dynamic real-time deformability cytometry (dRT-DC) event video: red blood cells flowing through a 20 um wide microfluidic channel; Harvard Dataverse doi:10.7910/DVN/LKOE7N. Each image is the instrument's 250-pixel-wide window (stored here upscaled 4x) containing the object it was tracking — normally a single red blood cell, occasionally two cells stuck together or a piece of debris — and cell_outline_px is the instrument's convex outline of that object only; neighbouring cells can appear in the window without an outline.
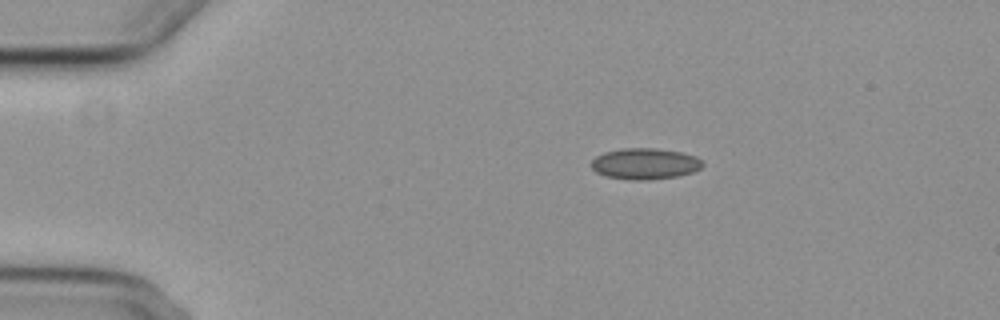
{"species": "common noctule bat (a hibernating species)", "species_latin": "Nyctalus noctula", "temperature_condition": "cold", "stored_images_in_passage": 7, "camera_frame_rate_fps": 3000, "um_per_image_px": 0.085, "animal": {"sex": "female", "body_mass_g": 29.2, "forearm_length_mm": 56.3}, "frame": {"image": 1, "passage_image": 1, "time_ms": 0.0, "image_size_px": [1000, 320], "cell_outline_px": [[704, 164], [700, 168], [692, 172], [676, 176], [648, 180], [628, 180], [604, 176], [596, 172], [592, 168], [592, 160], [596, 156], [604, 152], [620, 148], [656, 148], [680, 152], [696, 156]], "centroid_in_image_um": [54.79, 13.92], "position_along_channel_um": 30.2, "area_um2": 20.23}}
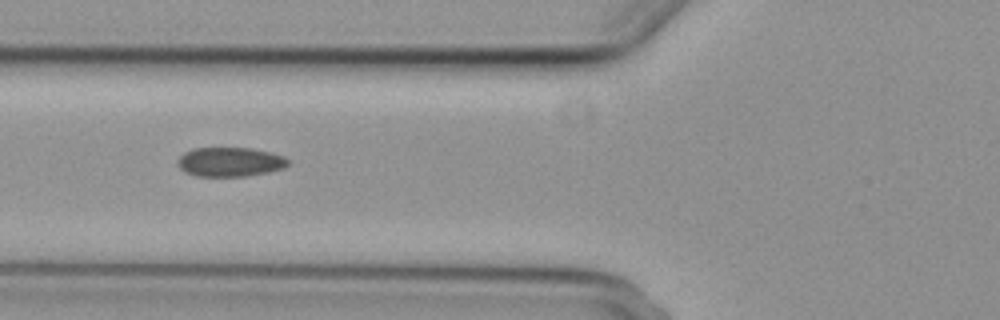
{"frame": {"image": 2, "passage_image": 4, "time_ms": 3.667, "image_size_px": [1000, 320], "cell_outline_px": [[288, 164], [284, 168], [268, 172], [248, 176], [196, 176], [184, 172], [176, 164], [176, 160], [184, 152], [192, 148], [252, 148], [284, 156], [288, 160]], "centroid_in_image_um": [19.51, 13.76], "position_along_channel_um": 106.3, "area_um2": 18.96}}
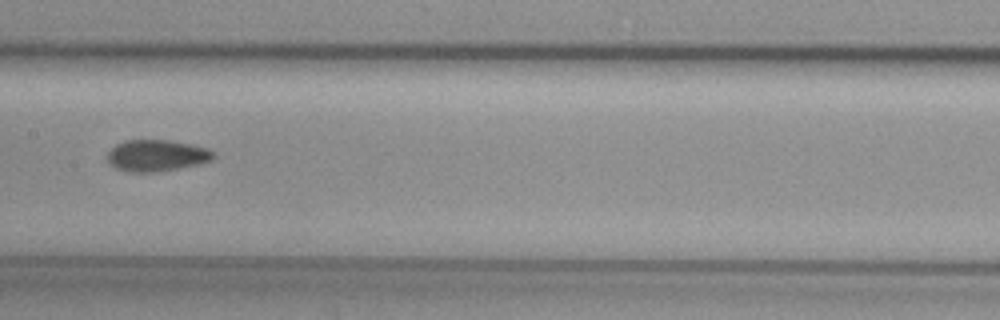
{"frame": {"image": 3, "passage_image": 6, "time_ms": 6.0, "image_size_px": [1000, 320], "cell_outline_px": [[216, 156], [212, 160], [200, 164], [180, 168], [156, 172], [128, 172], [116, 168], [108, 164], [108, 152], [116, 144], [124, 140], [172, 140], [192, 144], [208, 148]], "centroid_in_image_um": [13.32, 13.22], "position_along_channel_um": 194.1, "area_um2": 19.71}}